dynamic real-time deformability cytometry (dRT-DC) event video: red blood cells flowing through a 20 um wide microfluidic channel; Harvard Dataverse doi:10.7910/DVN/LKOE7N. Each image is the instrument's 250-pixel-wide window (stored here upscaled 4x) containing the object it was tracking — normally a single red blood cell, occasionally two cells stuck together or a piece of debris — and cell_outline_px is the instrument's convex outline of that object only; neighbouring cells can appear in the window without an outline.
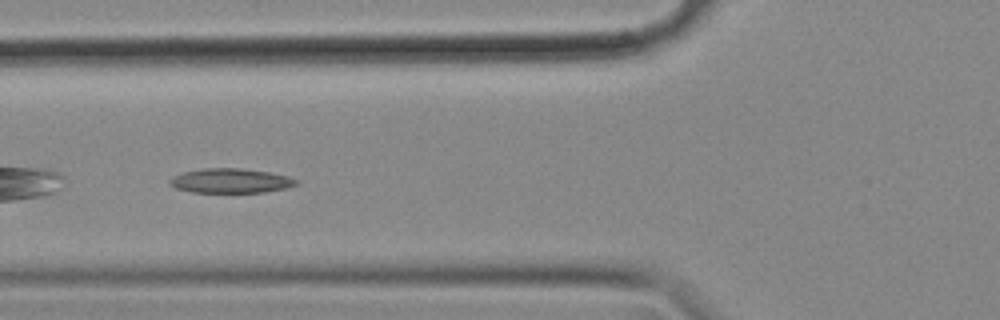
{"species": "common noctule bat (a hibernating species)", "species_latin": "Nyctalus noctula", "temperature_condition": "cold", "stored_images_in_passage": 32, "camera_frame_rate_fps": 3000, "um_per_image_px": 0.085, "animal": {"sex": "female", "body_mass_g": 18.4}, "frame": {"image": 1, "passage_image": 5, "time_ms": 1.333, "image_size_px": [1000, 320], "cell_outline_px": [[300, 184], [288, 188], [264, 192], [192, 192], [176, 188], [168, 184], [168, 180], [172, 176], [184, 172], [204, 168], [240, 168], [268, 172], [288, 176], [300, 180]], "centroid_in_image_um": [19.64, 15.36], "position_along_channel_um": 106.2, "area_um2": 18.21}}
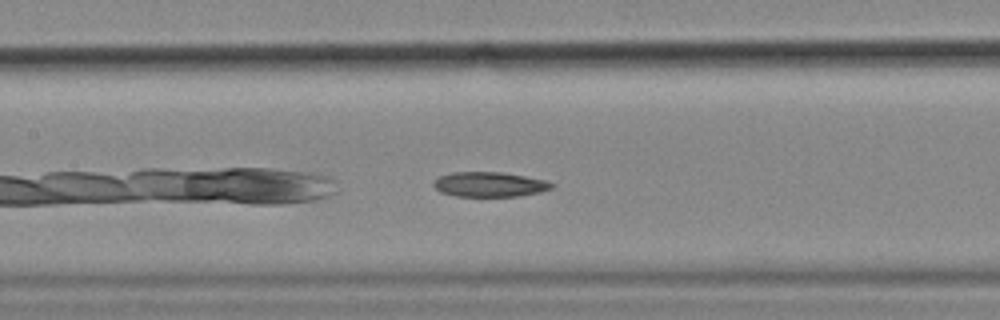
{"frame": {"image": 2, "passage_image": 10, "time_ms": 3.0, "image_size_px": [1000, 320], "cell_outline_px": [[556, 184], [552, 188], [540, 192], [520, 196], [456, 196], [440, 192], [432, 184], [440, 176], [452, 172], [500, 172], [524, 176], [544, 180]], "centroid_in_image_um": [41.62, 15.68], "position_along_channel_um": 165.8, "area_um2": 16.99}}